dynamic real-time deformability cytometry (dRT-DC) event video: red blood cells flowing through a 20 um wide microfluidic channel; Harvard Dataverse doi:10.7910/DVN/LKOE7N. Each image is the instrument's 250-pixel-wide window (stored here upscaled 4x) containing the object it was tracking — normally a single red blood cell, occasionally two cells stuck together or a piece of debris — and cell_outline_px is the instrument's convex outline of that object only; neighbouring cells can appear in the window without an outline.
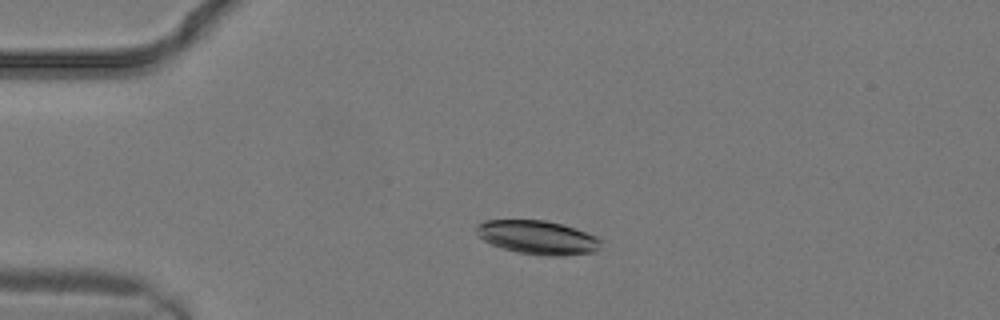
{"species": "common noctule bat (a hibernating species)", "species_latin": "Nyctalus noctula", "temperature_condition": "warm", "stored_images_in_passage": 21, "camera_frame_rate_fps": 3000, "um_per_image_px": 0.085, "animal": {"sex": "male", "body_mass_g": 19.2, "forearm_length_mm": 51.8}, "frame": {"image": 1, "passage_image": 1, "time_ms": 0.0, "image_size_px": [1000, 320], "cell_outline_px": [[600, 244], [592, 252], [560, 256], [548, 256], [516, 252], [492, 244], [484, 240], [476, 232], [476, 224], [484, 220], [544, 220], [576, 228], [596, 236], [600, 240]], "centroid_in_image_um": [45.66, 20.17], "position_along_channel_um": 39.3, "area_um2": 24.22}}
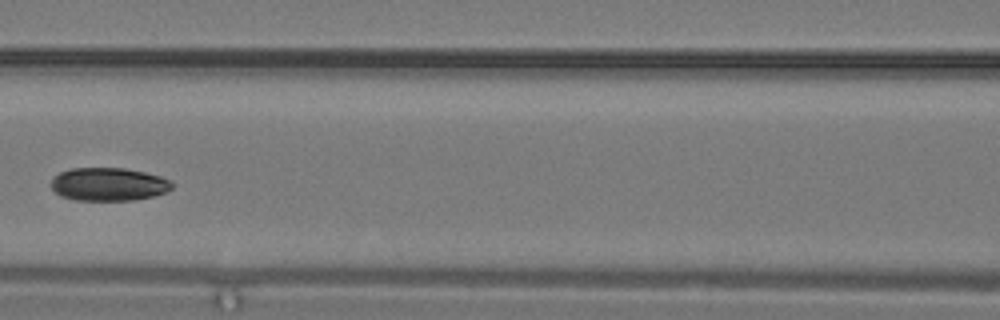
{"frame": {"image": 2, "passage_image": 7, "time_ms": 2.0, "image_size_px": [1000, 320], "cell_outline_px": [[172, 188], [164, 192], [152, 196], [132, 200], [76, 200], [60, 196], [48, 184], [52, 176], [60, 172], [72, 168], [124, 168], [144, 172], [160, 176], [172, 180]], "centroid_in_image_um": [9.18, 15.65], "position_along_channel_um": 157.4, "area_um2": 23.47}}
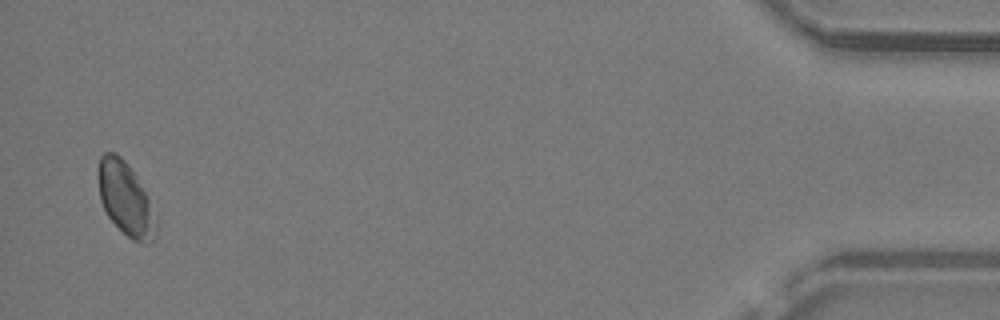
{"frame": {"image": 3, "passage_image": 21, "time_ms": 6.667, "image_size_px": [1000, 320], "cell_outline_px": [[156, 236], [152, 240], [132, 240], [108, 216], [100, 200], [96, 172], [100, 156], [104, 152], [116, 152], [128, 164], [148, 196], [156, 224]], "centroid_in_image_um": [10.61, 16.82], "position_along_channel_um": 424.6, "area_um2": 24.28}}